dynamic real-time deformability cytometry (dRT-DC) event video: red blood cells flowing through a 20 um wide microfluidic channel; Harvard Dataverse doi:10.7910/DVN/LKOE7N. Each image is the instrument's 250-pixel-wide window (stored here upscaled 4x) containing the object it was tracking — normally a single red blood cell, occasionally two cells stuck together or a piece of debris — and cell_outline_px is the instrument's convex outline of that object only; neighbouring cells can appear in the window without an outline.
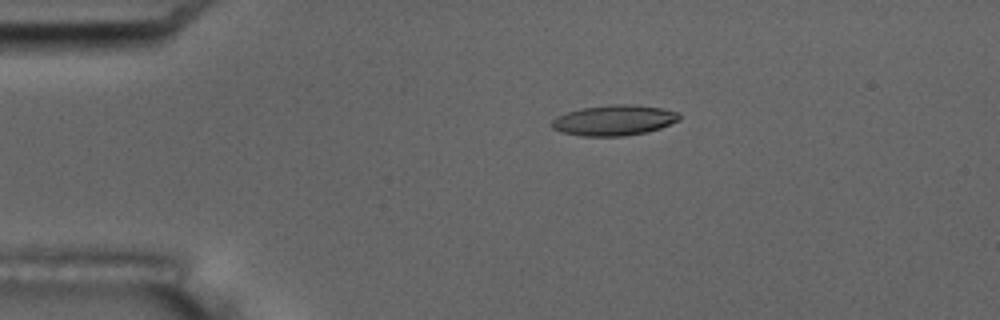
{"species": "common noctule bat (a hibernating species)", "species_latin": "Nyctalus noctula", "temperature_condition": "room temperature", "stored_images_in_passage": 9, "camera_frame_rate_fps": 3000, "um_per_image_px": 0.085, "animal": {"sex": "male", "body_mass_g": 17.5, "forearm_length_mm": 52.3}, "frame": {"image": 1, "passage_image": 4, "time_ms": 3.667, "image_size_px": [1000, 320], "cell_outline_px": [[680, 120], [660, 128], [648, 132], [624, 136], [580, 136], [560, 132], [552, 128], [552, 120], [556, 116], [580, 108], [608, 104], [632, 104], [660, 108], [676, 112], [680, 116]], "centroid_in_image_um": [52.17, 10.22], "position_along_channel_um": 32.8, "area_um2": 22.77}}
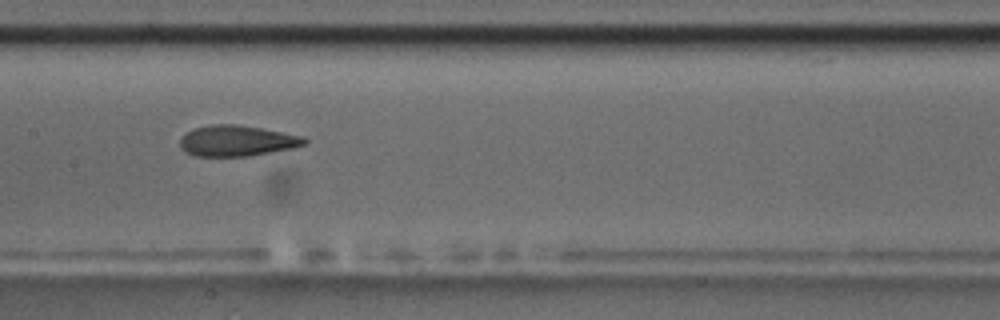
{"frame": {"image": 2, "passage_image": 9, "time_ms": 9.333, "image_size_px": [1000, 320], "cell_outline_px": [[308, 144], [292, 148], [248, 156], [196, 156], [184, 152], [180, 148], [180, 136], [196, 128], [212, 124], [240, 124], [304, 136], [308, 140]], "centroid_in_image_um": [20.15, 11.96], "position_along_channel_um": 187.3, "area_um2": 22.48}}